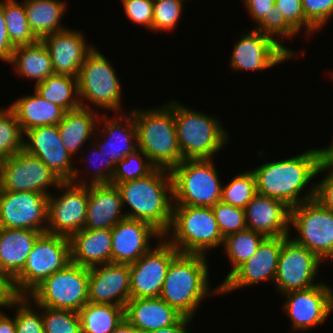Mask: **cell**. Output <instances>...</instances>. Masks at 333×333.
I'll use <instances>...</instances> for the list:
<instances>
[{
	"label": "cell",
	"instance_id": "obj_1",
	"mask_svg": "<svg viewBox=\"0 0 333 333\" xmlns=\"http://www.w3.org/2000/svg\"><path fill=\"white\" fill-rule=\"evenodd\" d=\"M321 165L319 148H311L287 159L263 162L252 169L258 194L275 198L292 208L314 199L315 184L301 196L304 188L315 179ZM301 197V198H300Z\"/></svg>",
	"mask_w": 333,
	"mask_h": 333
},
{
	"label": "cell",
	"instance_id": "obj_2",
	"mask_svg": "<svg viewBox=\"0 0 333 333\" xmlns=\"http://www.w3.org/2000/svg\"><path fill=\"white\" fill-rule=\"evenodd\" d=\"M120 191L124 211L129 219L144 221L152 225L163 236L172 220L173 190L170 170L155 168L145 177L116 183Z\"/></svg>",
	"mask_w": 333,
	"mask_h": 333
},
{
	"label": "cell",
	"instance_id": "obj_3",
	"mask_svg": "<svg viewBox=\"0 0 333 333\" xmlns=\"http://www.w3.org/2000/svg\"><path fill=\"white\" fill-rule=\"evenodd\" d=\"M207 257L179 253L167 270L160 298L184 317L194 319L206 296L221 294L220 284L213 290L210 287Z\"/></svg>",
	"mask_w": 333,
	"mask_h": 333
},
{
	"label": "cell",
	"instance_id": "obj_4",
	"mask_svg": "<svg viewBox=\"0 0 333 333\" xmlns=\"http://www.w3.org/2000/svg\"><path fill=\"white\" fill-rule=\"evenodd\" d=\"M137 146L156 168L171 170L182 161L178 145L173 108L167 103L159 107L133 109Z\"/></svg>",
	"mask_w": 333,
	"mask_h": 333
},
{
	"label": "cell",
	"instance_id": "obj_5",
	"mask_svg": "<svg viewBox=\"0 0 333 333\" xmlns=\"http://www.w3.org/2000/svg\"><path fill=\"white\" fill-rule=\"evenodd\" d=\"M176 101L167 103L173 108L183 160L213 159L229 142L227 130L217 116L192 110Z\"/></svg>",
	"mask_w": 333,
	"mask_h": 333
},
{
	"label": "cell",
	"instance_id": "obj_6",
	"mask_svg": "<svg viewBox=\"0 0 333 333\" xmlns=\"http://www.w3.org/2000/svg\"><path fill=\"white\" fill-rule=\"evenodd\" d=\"M163 237L179 253L207 255L223 243L212 208L202 206L173 205L171 224Z\"/></svg>",
	"mask_w": 333,
	"mask_h": 333
},
{
	"label": "cell",
	"instance_id": "obj_7",
	"mask_svg": "<svg viewBox=\"0 0 333 333\" xmlns=\"http://www.w3.org/2000/svg\"><path fill=\"white\" fill-rule=\"evenodd\" d=\"M78 97L82 107L93 109L100 107L112 113L124 112L121 109V82L116 69L99 51L93 48L85 57L77 77ZM93 104L91 106L88 105Z\"/></svg>",
	"mask_w": 333,
	"mask_h": 333
},
{
	"label": "cell",
	"instance_id": "obj_8",
	"mask_svg": "<svg viewBox=\"0 0 333 333\" xmlns=\"http://www.w3.org/2000/svg\"><path fill=\"white\" fill-rule=\"evenodd\" d=\"M213 160H183L170 170L173 205L212 207L221 201L223 185Z\"/></svg>",
	"mask_w": 333,
	"mask_h": 333
},
{
	"label": "cell",
	"instance_id": "obj_9",
	"mask_svg": "<svg viewBox=\"0 0 333 333\" xmlns=\"http://www.w3.org/2000/svg\"><path fill=\"white\" fill-rule=\"evenodd\" d=\"M71 263L68 237L42 233L35 241L23 270L11 281L16 296H27L44 279Z\"/></svg>",
	"mask_w": 333,
	"mask_h": 333
},
{
	"label": "cell",
	"instance_id": "obj_10",
	"mask_svg": "<svg viewBox=\"0 0 333 333\" xmlns=\"http://www.w3.org/2000/svg\"><path fill=\"white\" fill-rule=\"evenodd\" d=\"M89 268L68 264L44 279L27 296L37 306L78 312L88 301Z\"/></svg>",
	"mask_w": 333,
	"mask_h": 333
},
{
	"label": "cell",
	"instance_id": "obj_11",
	"mask_svg": "<svg viewBox=\"0 0 333 333\" xmlns=\"http://www.w3.org/2000/svg\"><path fill=\"white\" fill-rule=\"evenodd\" d=\"M294 227L297 244L305 246L323 263L333 261V211L315 199L290 208V227ZM297 235V236H296Z\"/></svg>",
	"mask_w": 333,
	"mask_h": 333
},
{
	"label": "cell",
	"instance_id": "obj_12",
	"mask_svg": "<svg viewBox=\"0 0 333 333\" xmlns=\"http://www.w3.org/2000/svg\"><path fill=\"white\" fill-rule=\"evenodd\" d=\"M62 181L38 158L25 150L0 162V190L50 195Z\"/></svg>",
	"mask_w": 333,
	"mask_h": 333
},
{
	"label": "cell",
	"instance_id": "obj_13",
	"mask_svg": "<svg viewBox=\"0 0 333 333\" xmlns=\"http://www.w3.org/2000/svg\"><path fill=\"white\" fill-rule=\"evenodd\" d=\"M322 261L305 246L290 236H283L274 285L282 295L291 291L306 290L320 284L318 277Z\"/></svg>",
	"mask_w": 333,
	"mask_h": 333
},
{
	"label": "cell",
	"instance_id": "obj_14",
	"mask_svg": "<svg viewBox=\"0 0 333 333\" xmlns=\"http://www.w3.org/2000/svg\"><path fill=\"white\" fill-rule=\"evenodd\" d=\"M56 190L59 196H48L46 233L70 238L85 226L88 185L64 181Z\"/></svg>",
	"mask_w": 333,
	"mask_h": 333
},
{
	"label": "cell",
	"instance_id": "obj_15",
	"mask_svg": "<svg viewBox=\"0 0 333 333\" xmlns=\"http://www.w3.org/2000/svg\"><path fill=\"white\" fill-rule=\"evenodd\" d=\"M179 252L163 237L130 267V299L158 298L171 261Z\"/></svg>",
	"mask_w": 333,
	"mask_h": 333
},
{
	"label": "cell",
	"instance_id": "obj_16",
	"mask_svg": "<svg viewBox=\"0 0 333 333\" xmlns=\"http://www.w3.org/2000/svg\"><path fill=\"white\" fill-rule=\"evenodd\" d=\"M24 150L38 157L62 182L77 184L80 172L64 147L57 125L38 126L24 133ZM79 177V178H78ZM78 179V180H77Z\"/></svg>",
	"mask_w": 333,
	"mask_h": 333
},
{
	"label": "cell",
	"instance_id": "obj_17",
	"mask_svg": "<svg viewBox=\"0 0 333 333\" xmlns=\"http://www.w3.org/2000/svg\"><path fill=\"white\" fill-rule=\"evenodd\" d=\"M284 313H287L293 331H307L324 324L333 311V288L320 282L306 290L283 294Z\"/></svg>",
	"mask_w": 333,
	"mask_h": 333
},
{
	"label": "cell",
	"instance_id": "obj_18",
	"mask_svg": "<svg viewBox=\"0 0 333 333\" xmlns=\"http://www.w3.org/2000/svg\"><path fill=\"white\" fill-rule=\"evenodd\" d=\"M294 58L271 36L250 29L234 43L230 67L236 71H263Z\"/></svg>",
	"mask_w": 333,
	"mask_h": 333
},
{
	"label": "cell",
	"instance_id": "obj_19",
	"mask_svg": "<svg viewBox=\"0 0 333 333\" xmlns=\"http://www.w3.org/2000/svg\"><path fill=\"white\" fill-rule=\"evenodd\" d=\"M48 195L0 190V227L46 233Z\"/></svg>",
	"mask_w": 333,
	"mask_h": 333
},
{
	"label": "cell",
	"instance_id": "obj_20",
	"mask_svg": "<svg viewBox=\"0 0 333 333\" xmlns=\"http://www.w3.org/2000/svg\"><path fill=\"white\" fill-rule=\"evenodd\" d=\"M283 236L266 237L256 253L240 265L224 282L220 284V295H226L241 287L253 286L260 282L274 283Z\"/></svg>",
	"mask_w": 333,
	"mask_h": 333
},
{
	"label": "cell",
	"instance_id": "obj_21",
	"mask_svg": "<svg viewBox=\"0 0 333 333\" xmlns=\"http://www.w3.org/2000/svg\"><path fill=\"white\" fill-rule=\"evenodd\" d=\"M112 263L132 264L152 247L151 239L163 235L147 222L125 218L111 228Z\"/></svg>",
	"mask_w": 333,
	"mask_h": 333
},
{
	"label": "cell",
	"instance_id": "obj_22",
	"mask_svg": "<svg viewBox=\"0 0 333 333\" xmlns=\"http://www.w3.org/2000/svg\"><path fill=\"white\" fill-rule=\"evenodd\" d=\"M130 300V267L109 263L89 268L88 301L125 308Z\"/></svg>",
	"mask_w": 333,
	"mask_h": 333
},
{
	"label": "cell",
	"instance_id": "obj_23",
	"mask_svg": "<svg viewBox=\"0 0 333 333\" xmlns=\"http://www.w3.org/2000/svg\"><path fill=\"white\" fill-rule=\"evenodd\" d=\"M108 116L107 113L100 115L96 132L99 134V138L102 135L104 139L103 141L97 139L93 144L115 166L125 156L138 150L137 133L132 113L129 115L126 112L115 113L113 118ZM101 120H104V123ZM102 125H104V128Z\"/></svg>",
	"mask_w": 333,
	"mask_h": 333
},
{
	"label": "cell",
	"instance_id": "obj_24",
	"mask_svg": "<svg viewBox=\"0 0 333 333\" xmlns=\"http://www.w3.org/2000/svg\"><path fill=\"white\" fill-rule=\"evenodd\" d=\"M82 34L66 28L42 39L49 51L54 74L78 77L86 55L95 47L90 46Z\"/></svg>",
	"mask_w": 333,
	"mask_h": 333
},
{
	"label": "cell",
	"instance_id": "obj_25",
	"mask_svg": "<svg viewBox=\"0 0 333 333\" xmlns=\"http://www.w3.org/2000/svg\"><path fill=\"white\" fill-rule=\"evenodd\" d=\"M247 229L266 237L289 236L290 207L281 200L256 194L245 207Z\"/></svg>",
	"mask_w": 333,
	"mask_h": 333
},
{
	"label": "cell",
	"instance_id": "obj_26",
	"mask_svg": "<svg viewBox=\"0 0 333 333\" xmlns=\"http://www.w3.org/2000/svg\"><path fill=\"white\" fill-rule=\"evenodd\" d=\"M123 203L116 185H88V203L85 229H111L127 218L122 213Z\"/></svg>",
	"mask_w": 333,
	"mask_h": 333
},
{
	"label": "cell",
	"instance_id": "obj_27",
	"mask_svg": "<svg viewBox=\"0 0 333 333\" xmlns=\"http://www.w3.org/2000/svg\"><path fill=\"white\" fill-rule=\"evenodd\" d=\"M182 317L160 297L130 299L124 308V318L143 333L172 326Z\"/></svg>",
	"mask_w": 333,
	"mask_h": 333
},
{
	"label": "cell",
	"instance_id": "obj_28",
	"mask_svg": "<svg viewBox=\"0 0 333 333\" xmlns=\"http://www.w3.org/2000/svg\"><path fill=\"white\" fill-rule=\"evenodd\" d=\"M71 262L91 268L112 263L111 229H85L70 238Z\"/></svg>",
	"mask_w": 333,
	"mask_h": 333
},
{
	"label": "cell",
	"instance_id": "obj_29",
	"mask_svg": "<svg viewBox=\"0 0 333 333\" xmlns=\"http://www.w3.org/2000/svg\"><path fill=\"white\" fill-rule=\"evenodd\" d=\"M42 232L0 227V271L12 281L26 264L27 257Z\"/></svg>",
	"mask_w": 333,
	"mask_h": 333
},
{
	"label": "cell",
	"instance_id": "obj_30",
	"mask_svg": "<svg viewBox=\"0 0 333 333\" xmlns=\"http://www.w3.org/2000/svg\"><path fill=\"white\" fill-rule=\"evenodd\" d=\"M20 123L23 133L38 126L58 125L64 117L65 110L48 102L35 91L32 95H24L8 106Z\"/></svg>",
	"mask_w": 333,
	"mask_h": 333
},
{
	"label": "cell",
	"instance_id": "obj_31",
	"mask_svg": "<svg viewBox=\"0 0 333 333\" xmlns=\"http://www.w3.org/2000/svg\"><path fill=\"white\" fill-rule=\"evenodd\" d=\"M100 115L98 111L82 106L65 112L57 126L64 147L73 157L91 137L94 138Z\"/></svg>",
	"mask_w": 333,
	"mask_h": 333
},
{
	"label": "cell",
	"instance_id": "obj_32",
	"mask_svg": "<svg viewBox=\"0 0 333 333\" xmlns=\"http://www.w3.org/2000/svg\"><path fill=\"white\" fill-rule=\"evenodd\" d=\"M7 63L13 66L18 76L35 80V84L43 82L54 74L49 51L42 40L15 47Z\"/></svg>",
	"mask_w": 333,
	"mask_h": 333
},
{
	"label": "cell",
	"instance_id": "obj_33",
	"mask_svg": "<svg viewBox=\"0 0 333 333\" xmlns=\"http://www.w3.org/2000/svg\"><path fill=\"white\" fill-rule=\"evenodd\" d=\"M30 29L38 40L64 30L61 23L67 3L63 0H23Z\"/></svg>",
	"mask_w": 333,
	"mask_h": 333
},
{
	"label": "cell",
	"instance_id": "obj_34",
	"mask_svg": "<svg viewBox=\"0 0 333 333\" xmlns=\"http://www.w3.org/2000/svg\"><path fill=\"white\" fill-rule=\"evenodd\" d=\"M78 314L82 333H111L124 319V307L88 302Z\"/></svg>",
	"mask_w": 333,
	"mask_h": 333
},
{
	"label": "cell",
	"instance_id": "obj_35",
	"mask_svg": "<svg viewBox=\"0 0 333 333\" xmlns=\"http://www.w3.org/2000/svg\"><path fill=\"white\" fill-rule=\"evenodd\" d=\"M35 92L48 102L62 107L66 112L79 108L77 78L52 74L43 82L35 84Z\"/></svg>",
	"mask_w": 333,
	"mask_h": 333
},
{
	"label": "cell",
	"instance_id": "obj_36",
	"mask_svg": "<svg viewBox=\"0 0 333 333\" xmlns=\"http://www.w3.org/2000/svg\"><path fill=\"white\" fill-rule=\"evenodd\" d=\"M266 238L265 235L245 229L237 233L227 235L223 238L222 245L225 253L232 265L231 271L223 282L244 262L250 259L257 251L259 245Z\"/></svg>",
	"mask_w": 333,
	"mask_h": 333
},
{
	"label": "cell",
	"instance_id": "obj_37",
	"mask_svg": "<svg viewBox=\"0 0 333 333\" xmlns=\"http://www.w3.org/2000/svg\"><path fill=\"white\" fill-rule=\"evenodd\" d=\"M3 14L8 37L14 47L30 45L38 41L27 21L23 1L3 0Z\"/></svg>",
	"mask_w": 333,
	"mask_h": 333
},
{
	"label": "cell",
	"instance_id": "obj_38",
	"mask_svg": "<svg viewBox=\"0 0 333 333\" xmlns=\"http://www.w3.org/2000/svg\"><path fill=\"white\" fill-rule=\"evenodd\" d=\"M6 108L0 107V162L24 150V133L20 123L15 113Z\"/></svg>",
	"mask_w": 333,
	"mask_h": 333
},
{
	"label": "cell",
	"instance_id": "obj_39",
	"mask_svg": "<svg viewBox=\"0 0 333 333\" xmlns=\"http://www.w3.org/2000/svg\"><path fill=\"white\" fill-rule=\"evenodd\" d=\"M222 186L221 201L245 209L248 202L257 194L256 180L251 170L234 176Z\"/></svg>",
	"mask_w": 333,
	"mask_h": 333
},
{
	"label": "cell",
	"instance_id": "obj_40",
	"mask_svg": "<svg viewBox=\"0 0 333 333\" xmlns=\"http://www.w3.org/2000/svg\"><path fill=\"white\" fill-rule=\"evenodd\" d=\"M30 300V301H29ZM38 309L39 311H36ZM16 308L13 315L16 333H45L42 321V306L33 304L28 296H16L6 308Z\"/></svg>",
	"mask_w": 333,
	"mask_h": 333
},
{
	"label": "cell",
	"instance_id": "obj_41",
	"mask_svg": "<svg viewBox=\"0 0 333 333\" xmlns=\"http://www.w3.org/2000/svg\"><path fill=\"white\" fill-rule=\"evenodd\" d=\"M156 167L149 161V158L141 151L136 150L133 154L125 156L115 165L111 178L112 185L139 179L150 174Z\"/></svg>",
	"mask_w": 333,
	"mask_h": 333
},
{
	"label": "cell",
	"instance_id": "obj_42",
	"mask_svg": "<svg viewBox=\"0 0 333 333\" xmlns=\"http://www.w3.org/2000/svg\"><path fill=\"white\" fill-rule=\"evenodd\" d=\"M256 26L253 29L277 40L293 57L298 56L297 51L287 48L282 44L283 41L281 42L280 40L282 39L280 38L292 39L299 32L285 19L283 13L276 6H273V10L268 15H265Z\"/></svg>",
	"mask_w": 333,
	"mask_h": 333
},
{
	"label": "cell",
	"instance_id": "obj_43",
	"mask_svg": "<svg viewBox=\"0 0 333 333\" xmlns=\"http://www.w3.org/2000/svg\"><path fill=\"white\" fill-rule=\"evenodd\" d=\"M45 333H82L78 312L42 307Z\"/></svg>",
	"mask_w": 333,
	"mask_h": 333
},
{
	"label": "cell",
	"instance_id": "obj_44",
	"mask_svg": "<svg viewBox=\"0 0 333 333\" xmlns=\"http://www.w3.org/2000/svg\"><path fill=\"white\" fill-rule=\"evenodd\" d=\"M182 0H154L153 32L175 30L183 13Z\"/></svg>",
	"mask_w": 333,
	"mask_h": 333
},
{
	"label": "cell",
	"instance_id": "obj_45",
	"mask_svg": "<svg viewBox=\"0 0 333 333\" xmlns=\"http://www.w3.org/2000/svg\"><path fill=\"white\" fill-rule=\"evenodd\" d=\"M211 208L223 238L247 229L245 209L226 204L222 201L217 202Z\"/></svg>",
	"mask_w": 333,
	"mask_h": 333
},
{
	"label": "cell",
	"instance_id": "obj_46",
	"mask_svg": "<svg viewBox=\"0 0 333 333\" xmlns=\"http://www.w3.org/2000/svg\"><path fill=\"white\" fill-rule=\"evenodd\" d=\"M275 6L299 33L304 29V33L311 37V35L318 32L307 21L302 7V0H275Z\"/></svg>",
	"mask_w": 333,
	"mask_h": 333
},
{
	"label": "cell",
	"instance_id": "obj_47",
	"mask_svg": "<svg viewBox=\"0 0 333 333\" xmlns=\"http://www.w3.org/2000/svg\"><path fill=\"white\" fill-rule=\"evenodd\" d=\"M124 14L134 24L153 31L154 0H121Z\"/></svg>",
	"mask_w": 333,
	"mask_h": 333
},
{
	"label": "cell",
	"instance_id": "obj_48",
	"mask_svg": "<svg viewBox=\"0 0 333 333\" xmlns=\"http://www.w3.org/2000/svg\"><path fill=\"white\" fill-rule=\"evenodd\" d=\"M307 21L319 32L333 16V0H302Z\"/></svg>",
	"mask_w": 333,
	"mask_h": 333
},
{
	"label": "cell",
	"instance_id": "obj_49",
	"mask_svg": "<svg viewBox=\"0 0 333 333\" xmlns=\"http://www.w3.org/2000/svg\"><path fill=\"white\" fill-rule=\"evenodd\" d=\"M93 148V149H91ZM90 148V151L92 150L91 153H93L94 156L99 157L97 160L95 159V157L90 158L91 160H88V162L96 164L97 161H99V159L101 158L102 161L101 164L100 162H98L99 166L94 167L95 170H93V176L90 178V182H88L86 179H82L79 182H77L78 185H100V184H110L111 183V178L113 176L114 170H115V166L111 163V161H109V159H107V157L101 153L98 148L96 147V145H94L93 147V143L92 146ZM92 157V156H91ZM95 159V160H94ZM96 161V162H94ZM89 164V163H88ZM89 183V184H88Z\"/></svg>",
	"mask_w": 333,
	"mask_h": 333
},
{
	"label": "cell",
	"instance_id": "obj_50",
	"mask_svg": "<svg viewBox=\"0 0 333 333\" xmlns=\"http://www.w3.org/2000/svg\"><path fill=\"white\" fill-rule=\"evenodd\" d=\"M328 172L323 180L315 184L314 199L324 208L333 211V171L320 165L317 175Z\"/></svg>",
	"mask_w": 333,
	"mask_h": 333
},
{
	"label": "cell",
	"instance_id": "obj_51",
	"mask_svg": "<svg viewBox=\"0 0 333 333\" xmlns=\"http://www.w3.org/2000/svg\"><path fill=\"white\" fill-rule=\"evenodd\" d=\"M15 47L9 40L6 22L3 14V0H0V60L7 63L13 54Z\"/></svg>",
	"mask_w": 333,
	"mask_h": 333
},
{
	"label": "cell",
	"instance_id": "obj_52",
	"mask_svg": "<svg viewBox=\"0 0 333 333\" xmlns=\"http://www.w3.org/2000/svg\"><path fill=\"white\" fill-rule=\"evenodd\" d=\"M245 6L252 20L258 23L273 10L275 0H250Z\"/></svg>",
	"mask_w": 333,
	"mask_h": 333
},
{
	"label": "cell",
	"instance_id": "obj_53",
	"mask_svg": "<svg viewBox=\"0 0 333 333\" xmlns=\"http://www.w3.org/2000/svg\"><path fill=\"white\" fill-rule=\"evenodd\" d=\"M16 297L11 281L0 271V310Z\"/></svg>",
	"mask_w": 333,
	"mask_h": 333
},
{
	"label": "cell",
	"instance_id": "obj_54",
	"mask_svg": "<svg viewBox=\"0 0 333 333\" xmlns=\"http://www.w3.org/2000/svg\"><path fill=\"white\" fill-rule=\"evenodd\" d=\"M191 323H192L191 318L183 316L176 324L166 328L157 329L150 333H190L188 332L187 328Z\"/></svg>",
	"mask_w": 333,
	"mask_h": 333
},
{
	"label": "cell",
	"instance_id": "obj_55",
	"mask_svg": "<svg viewBox=\"0 0 333 333\" xmlns=\"http://www.w3.org/2000/svg\"><path fill=\"white\" fill-rule=\"evenodd\" d=\"M319 150L321 166L333 171V141L327 147L319 148Z\"/></svg>",
	"mask_w": 333,
	"mask_h": 333
},
{
	"label": "cell",
	"instance_id": "obj_56",
	"mask_svg": "<svg viewBox=\"0 0 333 333\" xmlns=\"http://www.w3.org/2000/svg\"><path fill=\"white\" fill-rule=\"evenodd\" d=\"M0 333H16L15 318H10L2 310H0Z\"/></svg>",
	"mask_w": 333,
	"mask_h": 333
},
{
	"label": "cell",
	"instance_id": "obj_57",
	"mask_svg": "<svg viewBox=\"0 0 333 333\" xmlns=\"http://www.w3.org/2000/svg\"><path fill=\"white\" fill-rule=\"evenodd\" d=\"M111 333H143L138 328L131 325L125 318Z\"/></svg>",
	"mask_w": 333,
	"mask_h": 333
},
{
	"label": "cell",
	"instance_id": "obj_58",
	"mask_svg": "<svg viewBox=\"0 0 333 333\" xmlns=\"http://www.w3.org/2000/svg\"><path fill=\"white\" fill-rule=\"evenodd\" d=\"M250 0H243L244 5H246Z\"/></svg>",
	"mask_w": 333,
	"mask_h": 333
}]
</instances>
